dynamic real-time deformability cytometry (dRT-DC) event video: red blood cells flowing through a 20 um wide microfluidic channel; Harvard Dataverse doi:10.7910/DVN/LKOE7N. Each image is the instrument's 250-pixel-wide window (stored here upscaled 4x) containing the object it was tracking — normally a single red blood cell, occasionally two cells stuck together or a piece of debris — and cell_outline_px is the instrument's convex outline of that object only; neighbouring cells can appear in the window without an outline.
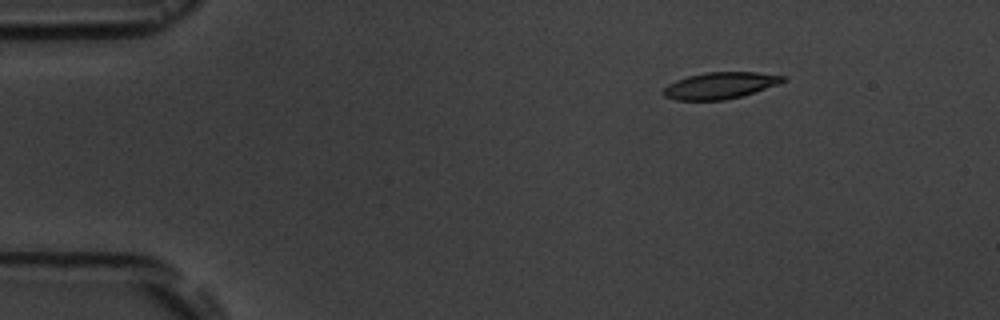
{"species": "common noctule bat (a hibernating species)", "species_latin": "Nyctalus noctula", "temperature_condition": "room temperature", "stored_images_in_passage": 6, "segment_of_instrument_passage": [1, 2], "camera_frame_rate_fps": 3000, "um_per_image_px": 0.085, "animal": {"sex": "male", "body_mass_g": 19.5, "forearm_length_mm": 54.6}, "frame": {"image": 1, "passage_image": 3, "time_ms": 2.333, "image_size_px": [1000, 320], "cell_outline_px": [[788, 80], [740, 96], [724, 100], [676, 100], [664, 96], [660, 92], [668, 84], [676, 80], [688, 76], [708, 72], [756, 72], [788, 76]], "centroid_in_image_um": [61.18, 7.26], "position_along_channel_um": 23.8, "area_um2": 18.38}}